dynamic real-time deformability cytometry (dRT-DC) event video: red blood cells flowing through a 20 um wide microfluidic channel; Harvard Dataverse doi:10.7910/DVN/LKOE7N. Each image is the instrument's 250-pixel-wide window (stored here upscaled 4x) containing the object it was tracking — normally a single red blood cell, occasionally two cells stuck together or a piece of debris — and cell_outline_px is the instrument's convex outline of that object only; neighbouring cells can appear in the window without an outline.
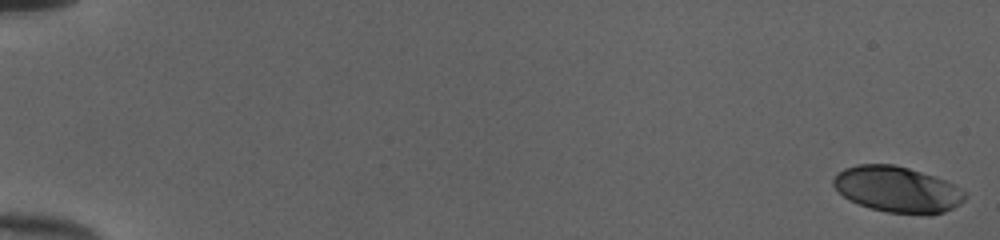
{"species": "human", "species_latin": "Homo sapiens", "temperature_condition": "cold", "stored_images_in_passage": 53, "camera_frame_rate_fps": 3000, "um_per_image_px": 0.085, "donor": {"sex": "female"}, "frame": {"image": 1, "passage_image": 1, "time_ms": 0.0, "image_size_px": [1000, 240], "cell_outline_px": [[968, 196], [960, 204], [944, 212], [928, 216], [888, 212], [872, 208], [848, 200], [832, 184], [832, 180], [844, 168], [856, 164], [892, 164], [908, 168], [944, 180], [960, 188]], "centroid_in_image_um": [76.29, 16.11], "position_along_channel_um": 8.7, "area_um2": 35.08}}
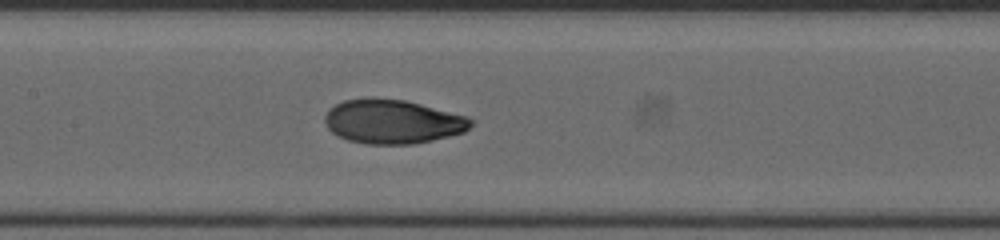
{"frame": {"image": 2, "passage_image": 28, "time_ms": 9.0, "image_size_px": [1000, 240], "cell_outline_px": [[472, 124], [464, 132], [432, 140], [412, 144], [364, 144], [348, 140], [332, 132], [328, 128], [324, 120], [324, 116], [328, 108], [344, 100], [368, 96], [372, 96], [404, 100], [468, 116], [472, 120]], "centroid_in_image_um": [33.33, 10.32], "position_along_channel_um": 174.1, "area_um2": 37.74}}
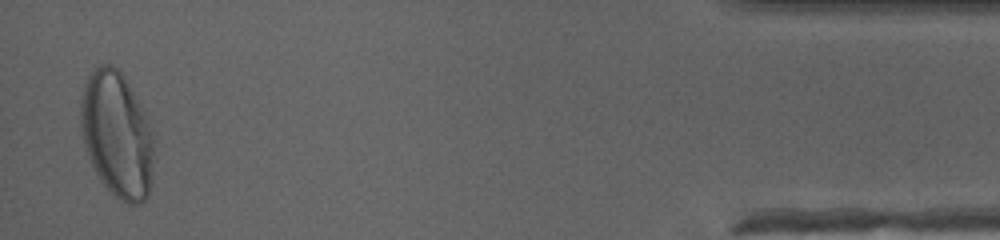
{"frame": {"image": 3, "passage_image": 52, "time_ms": 17.0, "image_size_px": [1000, 240], "cell_outline_px": [[156, 140], [152, 180], [148, 196], [140, 204], [128, 204], [120, 200], [100, 180], [88, 156], [84, 144], [80, 128], [80, 96], [84, 84], [88, 76], [100, 64], [112, 64], [124, 76], [144, 112]], "centroid_in_image_um": [9.96, 11.46], "position_along_channel_um": 425.2, "area_um2": 54.16}, "authors_computed_cell_mechanics": {"area_um2": 36.6452, "velocity_mm_per_s": 4.0211, "shape_relaxation_time_tau1_ms": 5.6368, "shape_relaxation_time_tau2_ms": 0.9194, "deformation_change_tau1": 0.2417, "deformation_change_tau2": 0.04}}